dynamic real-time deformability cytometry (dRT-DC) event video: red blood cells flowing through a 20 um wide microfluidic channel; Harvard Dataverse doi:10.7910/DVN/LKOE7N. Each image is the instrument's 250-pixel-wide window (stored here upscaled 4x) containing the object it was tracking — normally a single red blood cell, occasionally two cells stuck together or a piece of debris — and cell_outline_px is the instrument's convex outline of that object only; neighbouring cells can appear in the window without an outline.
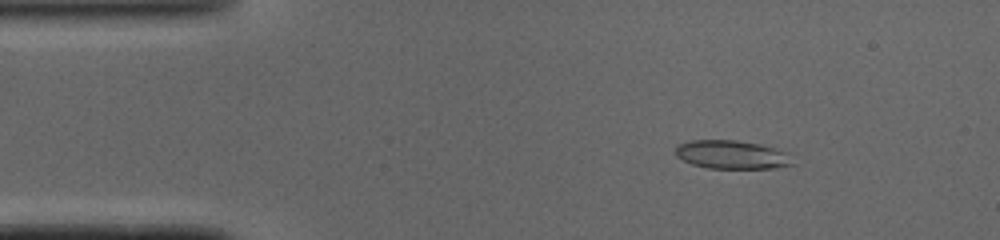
{"species": "common noctule bat (a hibernating species)", "species_latin": "Nyctalus noctula", "temperature_condition": "cold", "stored_images_in_passage": 46, "camera_frame_rate_fps": 3000, "um_per_image_px": 0.085, "animal": {"sex": "male", "body_mass_g": 19.0, "forearm_length_mm": 50.8}, "frame": {"image": 1, "passage_image": 4, "time_ms": 1.0, "image_size_px": [1000, 240], "cell_outline_px": [[796, 164], [776, 168], [708, 168], [692, 164], [676, 156], [676, 144], [692, 140], [736, 140], [760, 144], [784, 152]], "centroid_in_image_um": [62.17, 13.14], "position_along_channel_um": 22.8, "area_um2": 19.31}}
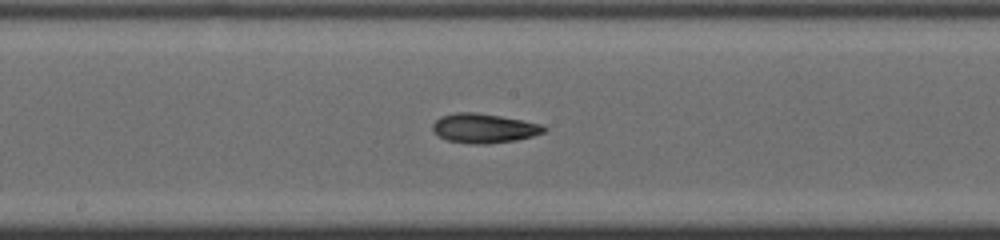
{"frame": {"image": 2, "passage_image": 22, "time_ms": 7.0, "image_size_px": [1000, 240], "cell_outline_px": [[548, 128], [544, 132], [532, 136], [516, 140], [488, 144], [472, 144], [448, 140], [440, 136], [432, 128], [432, 124], [440, 116], [456, 112], [476, 112], [500, 116], [540, 124]], "centroid_in_image_um": [41.13, 10.9], "position_along_channel_um": 207.1, "area_um2": 18.9}}
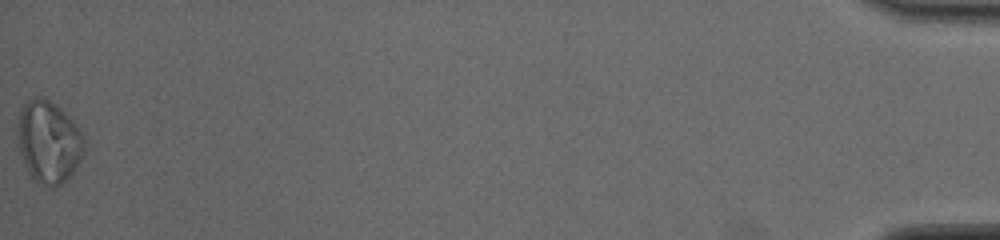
{"frame": {"image": 3, "passage_image": 46, "time_ms": 15.0, "image_size_px": [1000, 240], "cell_outline_px": [[88, 144], [76, 168], [60, 184], [52, 188], [48, 188], [40, 184], [28, 172], [20, 152], [16, 120], [20, 108], [28, 100], [36, 96], [44, 96], [56, 104], [76, 124]], "centroid_in_image_um": [4.14, 12.02], "position_along_channel_um": 431.1, "area_um2": 32.25}}